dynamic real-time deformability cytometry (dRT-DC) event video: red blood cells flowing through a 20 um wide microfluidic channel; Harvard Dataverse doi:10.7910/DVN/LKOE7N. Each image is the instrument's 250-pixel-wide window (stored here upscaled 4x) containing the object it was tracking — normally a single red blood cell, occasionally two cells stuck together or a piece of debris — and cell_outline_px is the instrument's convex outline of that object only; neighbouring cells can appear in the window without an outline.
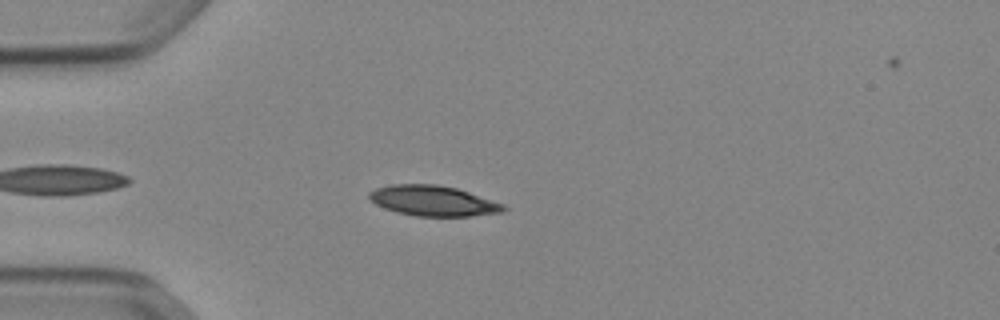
{"species": "Egyptian fruit bat (a non-hibernating species)", "species_latin": "Rousettus aegyptiacus", "temperature_condition": "cold", "stored_images_in_passage": 44, "camera_frame_rate_fps": 3000, "um_per_image_px": 0.085, "animal": {"sex": "female"}, "frame": {"image": 1, "passage_image": 6, "time_ms": 1.667, "image_size_px": [1000, 320], "cell_outline_px": [[508, 208], [504, 212], [468, 216], [416, 216], [396, 212], [384, 208], [368, 200], [368, 192], [376, 188], [392, 184], [436, 184], [456, 188], [504, 204]], "centroid_in_image_um": [36.79, 17.07], "position_along_channel_um": 48.2, "area_um2": 23.81}}
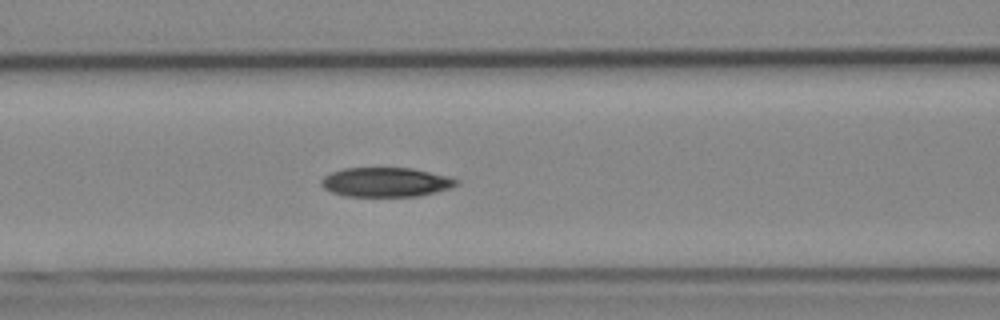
{"frame": {"image": 2, "passage_image": 14, "time_ms": 4.333, "image_size_px": [1000, 320], "cell_outline_px": [[460, 184], [452, 188], [420, 196], [344, 196], [332, 192], [324, 188], [320, 184], [320, 180], [324, 176], [332, 172], [344, 168], [412, 168], [448, 176], [460, 180]], "centroid_in_image_um": [32.83, 15.48], "position_along_channel_um": 133.8, "area_um2": 23.29}}
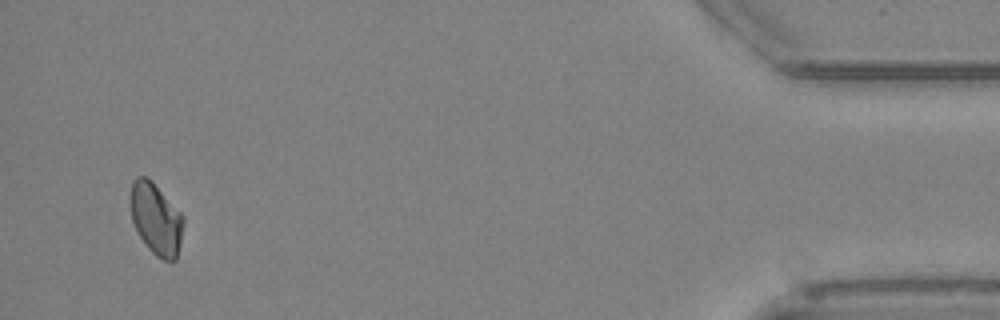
{"frame": {"image": 3, "passage_image": 42, "time_ms": 13.667, "image_size_px": [1000, 320], "cell_outline_px": [[184, 224], [180, 244], [176, 260], [164, 260], [156, 256], [148, 248], [140, 236], [132, 220], [132, 180], [136, 176], [144, 176], [152, 180], [184, 216]], "centroid_in_image_um": [13.3, 18.6], "position_along_channel_um": 421.9, "area_um2": 21.85}, "authors_computed_cell_mechanics": {"area_um2": 23.2067, "velocity_mm_per_s": 3.8833, "shape_relaxation_time_tau1_ms": 8.9029, "shape_relaxation_time_tau2_ms": 6.1395, "deformation_change_tau1": 0.1442, "deformation_change_tau2": 0.1119}}